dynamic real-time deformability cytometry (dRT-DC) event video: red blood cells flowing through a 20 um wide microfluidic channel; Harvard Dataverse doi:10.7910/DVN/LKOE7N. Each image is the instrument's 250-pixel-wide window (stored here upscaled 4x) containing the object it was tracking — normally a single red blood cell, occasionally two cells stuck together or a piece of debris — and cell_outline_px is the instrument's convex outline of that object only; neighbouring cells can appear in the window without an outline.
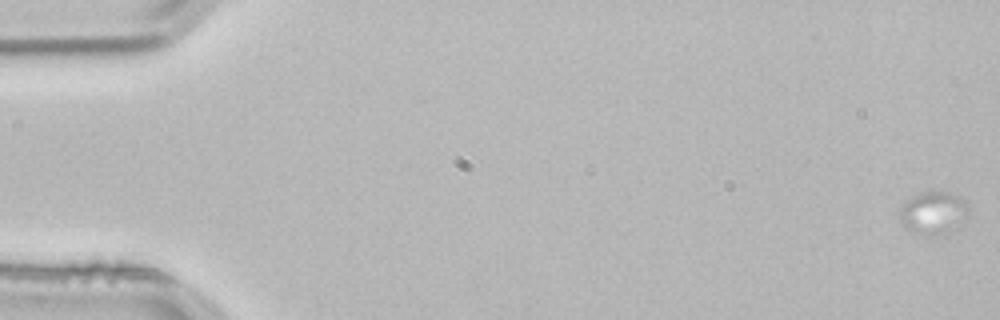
{"species": "common noctule bat (a hibernating species)", "species_latin": "Nyctalus noctula", "temperature_condition": "room temperature", "stored_images_in_passage": 4, "camera_frame_rate_fps": 3000, "um_per_image_px": 0.085, "animal": {"sex": "male", "body_mass_g": 21.5, "forearm_length_mm": 52.0}, "frame": {"image": 1, "passage_image": 1, "time_ms": 0.0, "image_size_px": [1000, 320], "cell_outline_px": [[968, 208], [964, 216], [944, 232], [932, 236], [928, 236], [908, 228], [900, 220], [900, 208], [904, 200], [920, 192], [948, 192], [964, 200], [968, 204]], "centroid_in_image_um": [79.24, 18.03], "position_along_channel_um": 5.8, "area_um2": 16.18}}
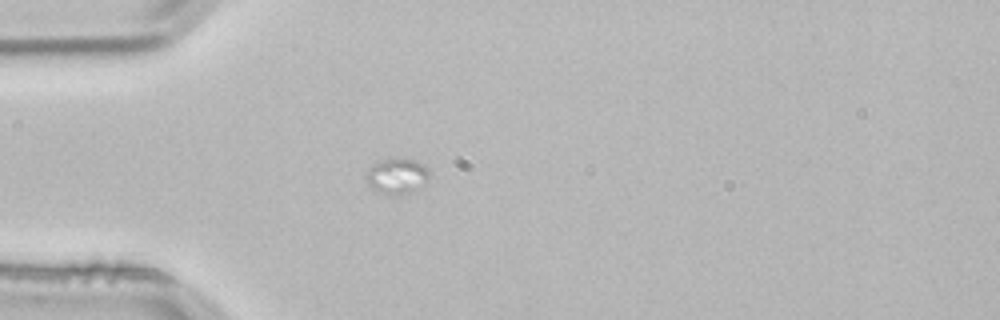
{"frame": {"image": 2, "passage_image": 4, "time_ms": 1.0, "image_size_px": [1000, 320], "cell_outline_px": [[432, 176], [408, 192], [400, 196], [392, 196], [368, 188], [364, 176], [368, 168], [380, 160], [388, 156], [396, 156], [416, 160], [428, 168]], "centroid_in_image_um": [33.67, 14.92], "position_along_channel_um": 51.3, "area_um2": 13.64}}